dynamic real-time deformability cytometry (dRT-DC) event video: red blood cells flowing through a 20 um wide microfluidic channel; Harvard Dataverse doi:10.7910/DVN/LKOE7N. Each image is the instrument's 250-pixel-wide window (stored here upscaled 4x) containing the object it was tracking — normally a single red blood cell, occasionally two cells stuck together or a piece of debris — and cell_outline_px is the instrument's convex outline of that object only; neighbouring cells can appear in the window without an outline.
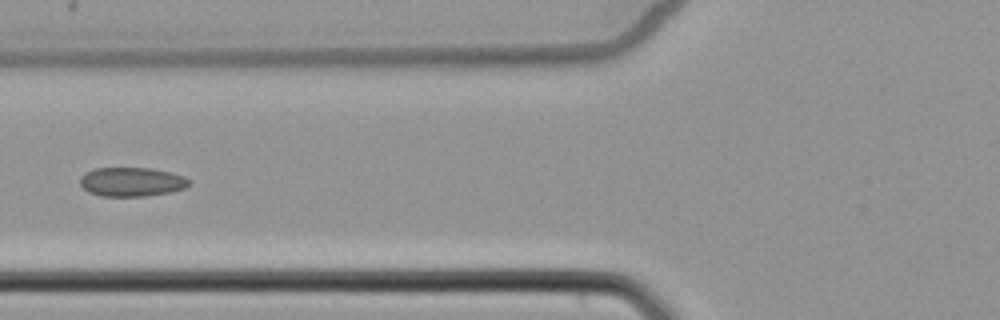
{"species": "common noctule bat (a hibernating species)", "species_latin": "Nyctalus noctula", "temperature_condition": "cold", "stored_images_in_passage": 8, "camera_frame_rate_fps": 3000, "um_per_image_px": 0.085, "animal": {"sex": "female", "body_mass_g": 22.7, "forearm_length_mm": 54.2}, "frame": {"image": 1, "passage_image": 7, "time_ms": 7.333, "image_size_px": [1000, 320], "cell_outline_px": [[188, 184], [184, 188], [168, 192], [144, 196], [100, 196], [88, 192], [80, 184], [80, 176], [96, 168], [152, 168], [184, 176], [188, 180]], "centroid_in_image_um": [11.15, 15.46], "position_along_channel_um": 114.7, "area_um2": 18.21}}
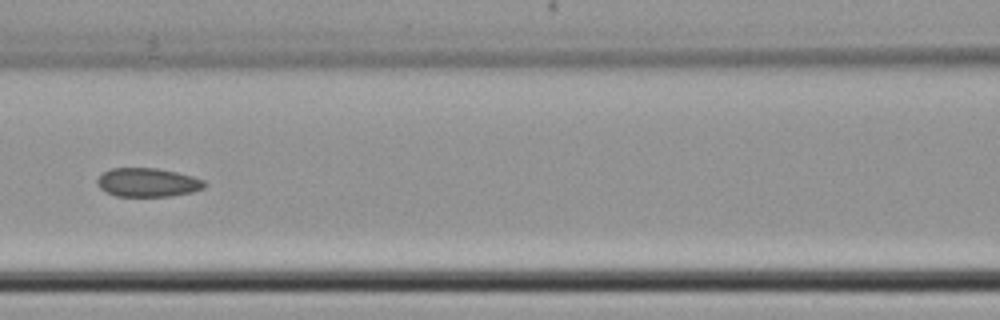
{"frame": {"image": 2, "passage_image": 8, "time_ms": 8.333, "image_size_px": [1000, 320], "cell_outline_px": [[208, 184], [204, 188], [192, 192], [168, 196], [116, 196], [104, 192], [96, 184], [96, 180], [104, 172], [112, 168], [156, 168], [176, 172], [192, 176], [204, 180]], "centroid_in_image_um": [12.55, 15.51], "position_along_channel_um": 154.1, "area_um2": 18.03}}